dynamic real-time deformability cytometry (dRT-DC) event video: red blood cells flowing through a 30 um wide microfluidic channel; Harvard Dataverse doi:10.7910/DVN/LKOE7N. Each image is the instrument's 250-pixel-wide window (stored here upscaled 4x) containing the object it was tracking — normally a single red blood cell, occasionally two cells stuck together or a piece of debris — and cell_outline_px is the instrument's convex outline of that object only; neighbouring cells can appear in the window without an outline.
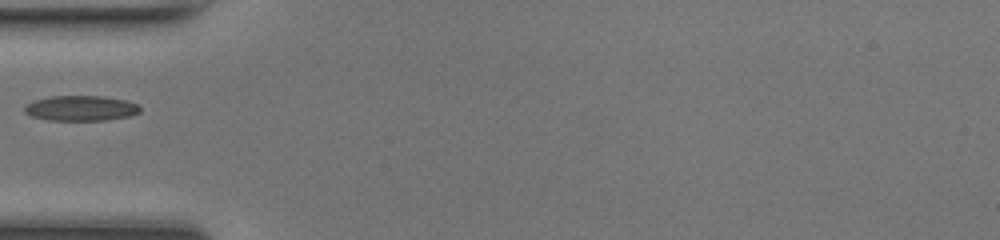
{"species": "common noctule bat (a hibernating species)", "species_latin": "Nyctalus noctula", "temperature_condition": "room temperature", "stored_images_in_passage": 19, "camera_frame_rate_fps": 3000, "um_per_image_px": 0.085, "animal": {"sex": "female", "body_mass_g": 17.0, "forearm_length_mm": 48.0}, "frame": {"image": 1, "passage_image": 1, "time_ms": 0.0, "image_size_px": [1000, 240], "cell_outline_px": [[140, 112], [132, 116], [104, 120], [48, 120], [32, 116], [24, 112], [24, 108], [32, 100], [52, 96], [104, 96], [124, 100], [136, 104], [140, 108]], "centroid_in_image_um": [6.87, 9.2], "position_along_channel_um": 78.1, "area_um2": 16.94}}
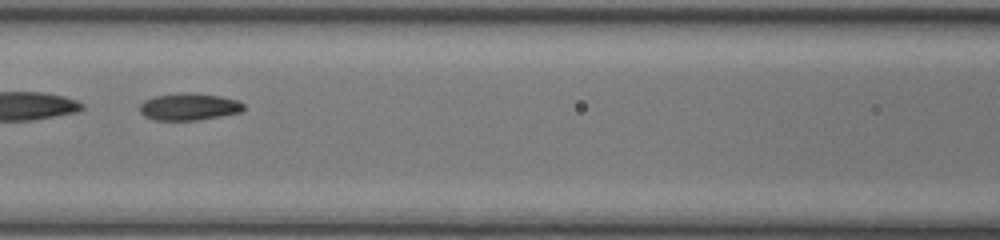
{"frame": {"image": 2, "passage_image": 6, "time_ms": 1.667, "image_size_px": [1000, 240], "cell_outline_px": [[244, 112], [196, 120], [156, 120], [144, 116], [140, 112], [140, 104], [144, 100], [152, 96], [180, 92], [220, 96], [240, 100], [244, 104]], "centroid_in_image_um": [16.07, 9.07], "position_along_channel_um": 150.5, "area_um2": 16.53}}
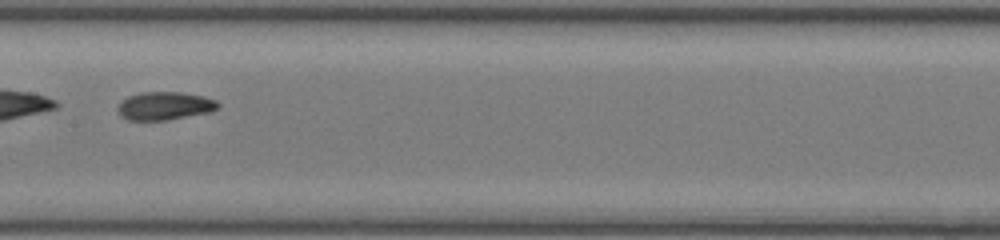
{"frame": {"image": 3, "passage_image": 9, "time_ms": 2.667, "image_size_px": [1000, 240], "cell_outline_px": [[220, 104], [212, 112], [168, 120], [128, 120], [120, 116], [116, 108], [128, 96], [140, 92], [180, 92], [204, 96], [216, 100]], "centroid_in_image_um": [14.01, 9.0], "position_along_channel_um": 193.4, "area_um2": 16.53}}